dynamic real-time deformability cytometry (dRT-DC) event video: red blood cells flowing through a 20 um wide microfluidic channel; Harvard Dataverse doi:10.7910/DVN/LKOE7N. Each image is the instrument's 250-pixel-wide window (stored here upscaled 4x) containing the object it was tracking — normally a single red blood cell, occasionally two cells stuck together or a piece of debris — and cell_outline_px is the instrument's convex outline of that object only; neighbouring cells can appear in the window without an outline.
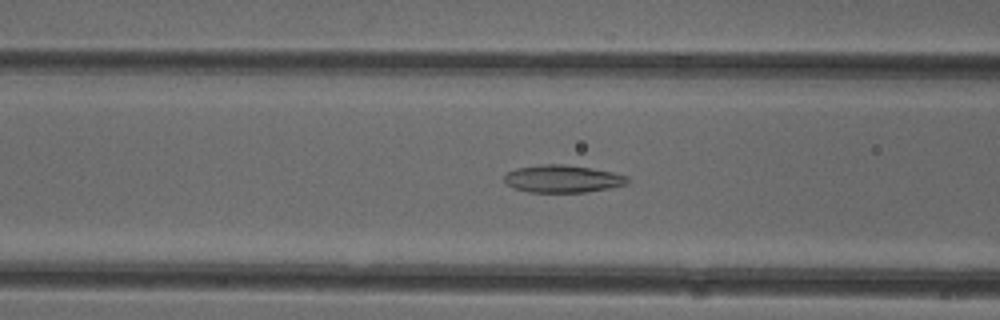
{"species": "common noctule bat (a hibernating species)", "species_latin": "Nyctalus noctula", "temperature_condition": "cold", "stored_images_in_passage": 41, "camera_frame_rate_fps": 3000, "um_per_image_px": 0.085, "animal": {"sex": "female"}, "frame": {"image": 1, "passage_image": 20, "time_ms": 6.333, "image_size_px": [1000, 320], "cell_outline_px": [[632, 180], [628, 184], [608, 188], [584, 192], [528, 192], [512, 188], [504, 180], [504, 176], [508, 172], [516, 168], [540, 164], [564, 164], [592, 168], [612, 172], [628, 176]], "centroid_in_image_um": [47.84, 15.19], "position_along_channel_um": 118.8, "area_um2": 19.88}}
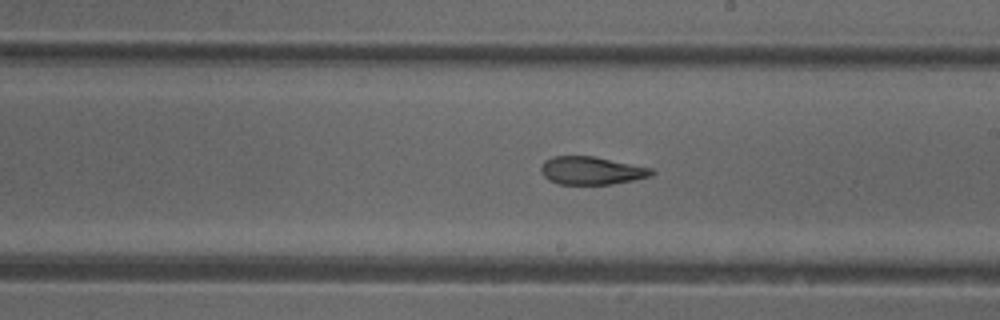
{"frame": {"image": 2, "passage_image": 29, "time_ms": 9.333, "image_size_px": [1000, 320], "cell_outline_px": [[656, 172], [652, 176], [612, 184], [560, 184], [548, 180], [540, 172], [540, 164], [544, 160], [552, 156], [592, 156], [652, 168]], "centroid_in_image_um": [50.24, 14.5], "position_along_channel_um": 238.8, "area_um2": 18.09}}
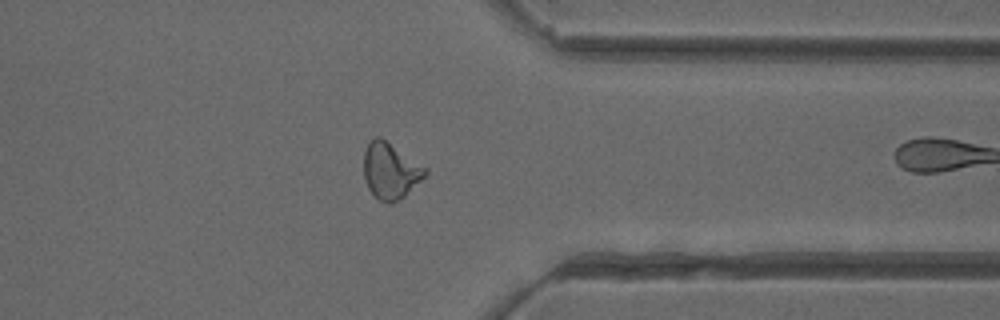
{"frame": {"image": 3, "passage_image": 40, "time_ms": 13.0, "image_size_px": [1000, 320], "cell_outline_px": [[428, 172], [404, 196], [388, 204], [380, 200], [368, 188], [364, 180], [364, 152], [368, 144], [376, 136], [380, 136], [428, 168]], "centroid_in_image_um": [33.18, 14.5], "position_along_channel_um": 378.2, "area_um2": 19.83}}